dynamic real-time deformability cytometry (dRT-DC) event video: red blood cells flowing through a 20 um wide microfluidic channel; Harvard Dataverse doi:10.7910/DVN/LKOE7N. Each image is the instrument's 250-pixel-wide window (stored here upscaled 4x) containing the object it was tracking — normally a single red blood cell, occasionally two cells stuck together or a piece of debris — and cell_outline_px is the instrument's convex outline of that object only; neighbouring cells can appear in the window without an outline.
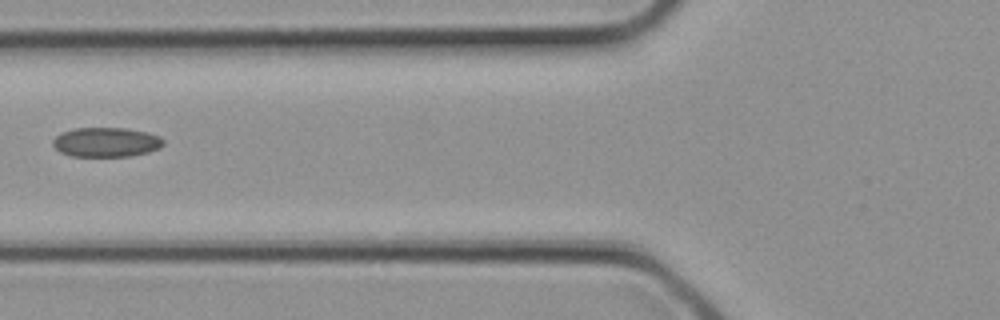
{"species": "common noctule bat (a hibernating species)", "species_latin": "Nyctalus noctula", "temperature_condition": "cold", "stored_images_in_passage": 3, "camera_frame_rate_fps": 3000, "um_per_image_px": 0.085, "animal": {"sex": "female", "body_mass_g": 21.9}, "frame": {"image": 1, "passage_image": 3, "time_ms": 0.667, "image_size_px": [1000, 320], "cell_outline_px": [[164, 144], [160, 148], [148, 152], [132, 156], [72, 156], [60, 152], [52, 144], [52, 140], [56, 136], [72, 128], [124, 128], [148, 132], [160, 136], [164, 140]], "centroid_in_image_um": [9.05, 12.08], "position_along_channel_um": 116.8, "area_um2": 19.07}}